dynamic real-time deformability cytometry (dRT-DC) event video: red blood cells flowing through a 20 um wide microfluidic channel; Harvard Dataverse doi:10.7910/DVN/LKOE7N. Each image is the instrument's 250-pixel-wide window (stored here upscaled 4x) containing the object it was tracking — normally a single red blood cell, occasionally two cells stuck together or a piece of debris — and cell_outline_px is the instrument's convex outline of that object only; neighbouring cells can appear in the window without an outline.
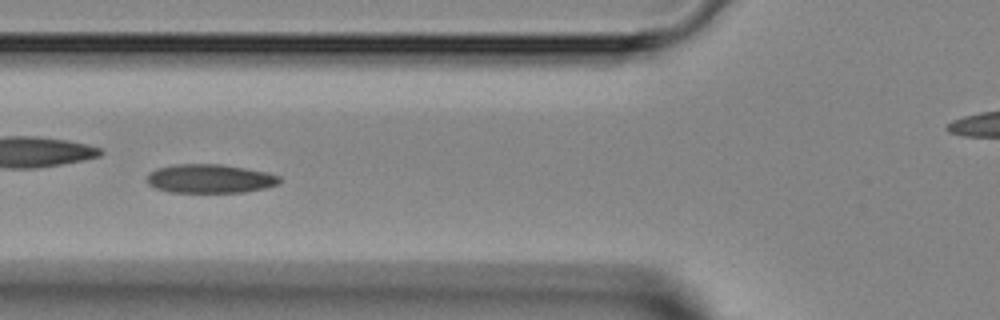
{"species": "Egyptian fruit bat (a non-hibernating species)", "species_latin": "Rousettus aegyptiacus", "temperature_condition": "room temperature", "stored_images_in_passage": 5, "camera_frame_rate_fps": 3000, "um_per_image_px": 0.085, "animal": {"sex": "female"}, "frame": {"image": 1, "passage_image": 5, "time_ms": 4.333, "image_size_px": [1000, 320], "cell_outline_px": [[280, 180], [276, 184], [264, 188], [244, 192], [168, 192], [156, 188], [148, 184], [148, 172], [156, 168], [176, 164], [220, 164], [268, 172], [280, 176]], "centroid_in_image_um": [17.81, 15.18], "position_along_channel_um": 108.0, "area_um2": 22.2}}